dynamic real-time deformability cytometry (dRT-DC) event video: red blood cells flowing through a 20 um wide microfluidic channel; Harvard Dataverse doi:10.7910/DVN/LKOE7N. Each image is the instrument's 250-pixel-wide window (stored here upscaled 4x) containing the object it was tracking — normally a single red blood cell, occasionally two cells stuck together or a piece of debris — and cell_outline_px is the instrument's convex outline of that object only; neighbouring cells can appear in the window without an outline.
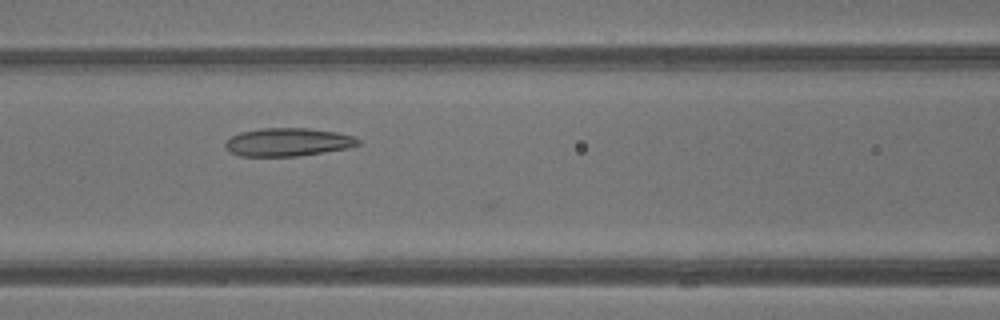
{"species": "common noctule bat (a hibernating species)", "species_latin": "Nyctalus noctula", "temperature_condition": "warm", "stored_images_in_passage": 26, "camera_frame_rate_fps": 3000, "um_per_image_px": 0.085, "animal": {"sex": "male", "body_mass_g": 13.3}, "frame": {"image": 1, "passage_image": 9, "time_ms": 2.667, "image_size_px": [1000, 320], "cell_outline_px": [[360, 144], [348, 148], [324, 152], [296, 156], [240, 156], [232, 152], [224, 144], [232, 136], [240, 132], [264, 128], [308, 128], [336, 132], [352, 136], [360, 140]], "centroid_in_image_um": [24.5, 12.08], "position_along_channel_um": 142.1, "area_um2": 21.56}}
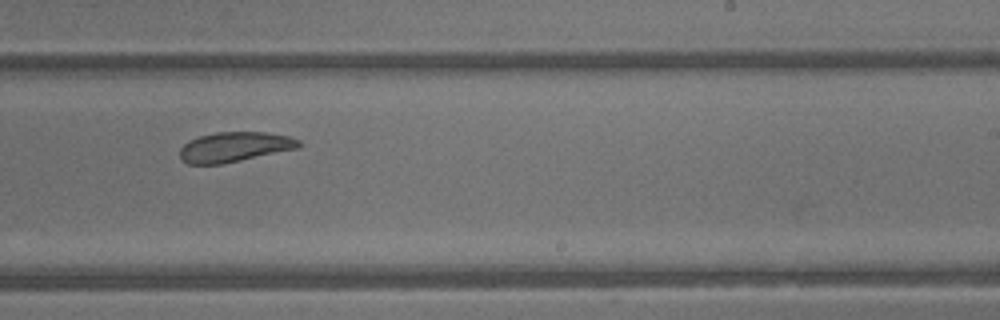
{"frame": {"image": 2, "passage_image": 17, "time_ms": 5.333, "image_size_px": [1000, 320], "cell_outline_px": [[304, 144], [296, 148], [240, 160], [220, 164], [188, 164], [180, 160], [180, 148], [188, 140], [200, 136], [216, 132], [264, 132], [288, 136], [300, 140]], "centroid_in_image_um": [19.9, 12.48], "position_along_channel_um": 269.1, "area_um2": 20.58}}
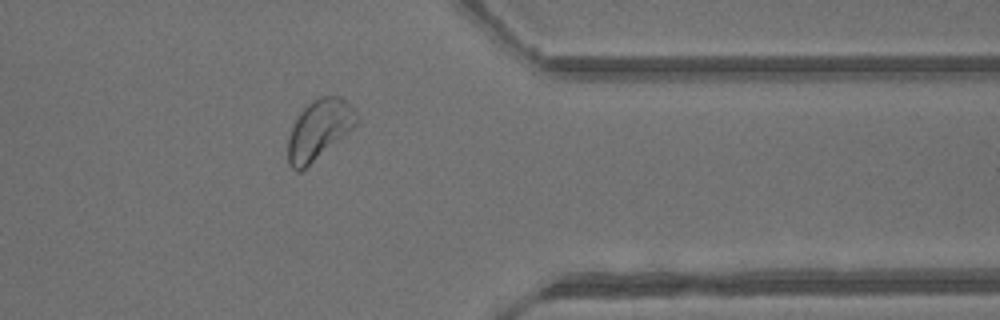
{"frame": {"image": 3, "passage_image": 25, "time_ms": 8.0, "image_size_px": [1000, 320], "cell_outline_px": [[360, 120], [352, 128], [300, 172], [296, 172], [288, 164], [288, 140], [292, 128], [300, 112], [308, 104], [320, 96], [340, 96], [360, 116]], "centroid_in_image_um": [27.11, 11.01], "position_along_channel_um": 384.3, "area_um2": 23.29}}